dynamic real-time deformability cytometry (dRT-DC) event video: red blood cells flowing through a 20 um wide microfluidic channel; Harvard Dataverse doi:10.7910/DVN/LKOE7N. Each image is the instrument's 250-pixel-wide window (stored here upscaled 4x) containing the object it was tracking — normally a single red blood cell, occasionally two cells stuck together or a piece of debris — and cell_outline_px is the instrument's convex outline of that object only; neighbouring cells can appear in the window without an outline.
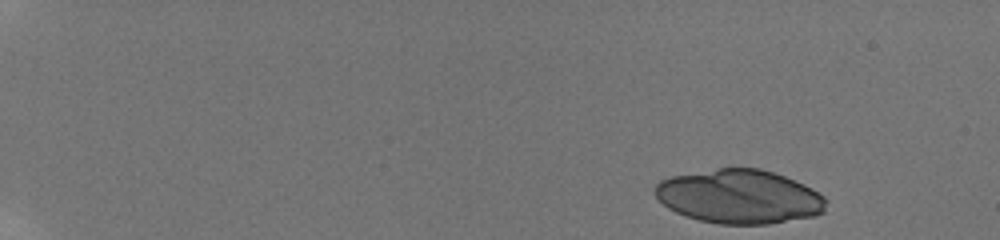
{"species": "human", "species_latin": "Homo sapiens", "temperature_condition": "room temperature", "stored_images_in_passage": 41, "segment_of_instrument_passage": [1, 2], "camera_frame_rate_fps": 3000, "um_per_image_px": 0.085, "donor": {"sex": "male"}, "frame": {"image": 1, "passage_image": 1, "time_ms": 0.0, "image_size_px": [1000, 240], "cell_outline_px": [[828, 200], [824, 212], [816, 216], [768, 224], [720, 224], [700, 220], [684, 216], [668, 208], [656, 196], [656, 184], [660, 180], [672, 176], [716, 168], [760, 168], [784, 176], [804, 184], [812, 188], [824, 196]], "centroid_in_image_um": [62.88, 16.71], "position_along_channel_um": 22.1, "area_um2": 53.87}}